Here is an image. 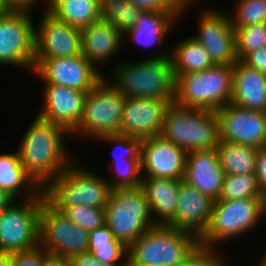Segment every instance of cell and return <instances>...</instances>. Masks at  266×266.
Returning <instances> with one entry per match:
<instances>
[{
	"label": "cell",
	"mask_w": 266,
	"mask_h": 266,
	"mask_svg": "<svg viewBox=\"0 0 266 266\" xmlns=\"http://www.w3.org/2000/svg\"><path fill=\"white\" fill-rule=\"evenodd\" d=\"M258 264L259 265H256V266H266V252L262 256V258H261V260H260V262Z\"/></svg>",
	"instance_id": "51"
},
{
	"label": "cell",
	"mask_w": 266,
	"mask_h": 266,
	"mask_svg": "<svg viewBox=\"0 0 266 266\" xmlns=\"http://www.w3.org/2000/svg\"><path fill=\"white\" fill-rule=\"evenodd\" d=\"M143 11H178L167 0H129Z\"/></svg>",
	"instance_id": "45"
},
{
	"label": "cell",
	"mask_w": 266,
	"mask_h": 266,
	"mask_svg": "<svg viewBox=\"0 0 266 266\" xmlns=\"http://www.w3.org/2000/svg\"><path fill=\"white\" fill-rule=\"evenodd\" d=\"M175 9L180 12V18L186 13V9L192 4L193 0H167ZM185 12V13H184Z\"/></svg>",
	"instance_id": "47"
},
{
	"label": "cell",
	"mask_w": 266,
	"mask_h": 266,
	"mask_svg": "<svg viewBox=\"0 0 266 266\" xmlns=\"http://www.w3.org/2000/svg\"><path fill=\"white\" fill-rule=\"evenodd\" d=\"M169 103L155 98H125L119 134L146 139L161 135L164 114Z\"/></svg>",
	"instance_id": "19"
},
{
	"label": "cell",
	"mask_w": 266,
	"mask_h": 266,
	"mask_svg": "<svg viewBox=\"0 0 266 266\" xmlns=\"http://www.w3.org/2000/svg\"><path fill=\"white\" fill-rule=\"evenodd\" d=\"M31 14H0V65L34 70L36 27Z\"/></svg>",
	"instance_id": "11"
},
{
	"label": "cell",
	"mask_w": 266,
	"mask_h": 266,
	"mask_svg": "<svg viewBox=\"0 0 266 266\" xmlns=\"http://www.w3.org/2000/svg\"><path fill=\"white\" fill-rule=\"evenodd\" d=\"M174 76L178 105L218 111L231 102L233 65L215 64L203 71Z\"/></svg>",
	"instance_id": "5"
},
{
	"label": "cell",
	"mask_w": 266,
	"mask_h": 266,
	"mask_svg": "<svg viewBox=\"0 0 266 266\" xmlns=\"http://www.w3.org/2000/svg\"><path fill=\"white\" fill-rule=\"evenodd\" d=\"M220 140L260 148L266 145V113L228 103L216 111Z\"/></svg>",
	"instance_id": "16"
},
{
	"label": "cell",
	"mask_w": 266,
	"mask_h": 266,
	"mask_svg": "<svg viewBox=\"0 0 266 266\" xmlns=\"http://www.w3.org/2000/svg\"><path fill=\"white\" fill-rule=\"evenodd\" d=\"M217 248L198 246L187 258L186 266H230ZM224 259V260H223Z\"/></svg>",
	"instance_id": "37"
},
{
	"label": "cell",
	"mask_w": 266,
	"mask_h": 266,
	"mask_svg": "<svg viewBox=\"0 0 266 266\" xmlns=\"http://www.w3.org/2000/svg\"><path fill=\"white\" fill-rule=\"evenodd\" d=\"M45 253L40 246L30 251L14 253L11 266H42Z\"/></svg>",
	"instance_id": "39"
},
{
	"label": "cell",
	"mask_w": 266,
	"mask_h": 266,
	"mask_svg": "<svg viewBox=\"0 0 266 266\" xmlns=\"http://www.w3.org/2000/svg\"><path fill=\"white\" fill-rule=\"evenodd\" d=\"M42 108L37 114L73 134L83 115L84 100L89 91L44 83Z\"/></svg>",
	"instance_id": "18"
},
{
	"label": "cell",
	"mask_w": 266,
	"mask_h": 266,
	"mask_svg": "<svg viewBox=\"0 0 266 266\" xmlns=\"http://www.w3.org/2000/svg\"><path fill=\"white\" fill-rule=\"evenodd\" d=\"M103 78L84 100L82 118L73 135L97 139L106 134H119L122 127L125 96Z\"/></svg>",
	"instance_id": "9"
},
{
	"label": "cell",
	"mask_w": 266,
	"mask_h": 266,
	"mask_svg": "<svg viewBox=\"0 0 266 266\" xmlns=\"http://www.w3.org/2000/svg\"><path fill=\"white\" fill-rule=\"evenodd\" d=\"M255 174L258 187L262 194L266 196V145L258 148Z\"/></svg>",
	"instance_id": "41"
},
{
	"label": "cell",
	"mask_w": 266,
	"mask_h": 266,
	"mask_svg": "<svg viewBox=\"0 0 266 266\" xmlns=\"http://www.w3.org/2000/svg\"><path fill=\"white\" fill-rule=\"evenodd\" d=\"M199 245V238L193 233L167 225H156L128 247V265L182 264Z\"/></svg>",
	"instance_id": "3"
},
{
	"label": "cell",
	"mask_w": 266,
	"mask_h": 266,
	"mask_svg": "<svg viewBox=\"0 0 266 266\" xmlns=\"http://www.w3.org/2000/svg\"><path fill=\"white\" fill-rule=\"evenodd\" d=\"M230 103L266 113V73L250 68L238 60L233 65Z\"/></svg>",
	"instance_id": "22"
},
{
	"label": "cell",
	"mask_w": 266,
	"mask_h": 266,
	"mask_svg": "<svg viewBox=\"0 0 266 266\" xmlns=\"http://www.w3.org/2000/svg\"><path fill=\"white\" fill-rule=\"evenodd\" d=\"M52 14L69 25L82 30L101 20L100 0H67Z\"/></svg>",
	"instance_id": "29"
},
{
	"label": "cell",
	"mask_w": 266,
	"mask_h": 266,
	"mask_svg": "<svg viewBox=\"0 0 266 266\" xmlns=\"http://www.w3.org/2000/svg\"><path fill=\"white\" fill-rule=\"evenodd\" d=\"M216 150L225 175L255 174L257 148L220 140Z\"/></svg>",
	"instance_id": "28"
},
{
	"label": "cell",
	"mask_w": 266,
	"mask_h": 266,
	"mask_svg": "<svg viewBox=\"0 0 266 266\" xmlns=\"http://www.w3.org/2000/svg\"><path fill=\"white\" fill-rule=\"evenodd\" d=\"M246 198H266L258 187L256 174L225 175L222 193L218 200H241Z\"/></svg>",
	"instance_id": "31"
},
{
	"label": "cell",
	"mask_w": 266,
	"mask_h": 266,
	"mask_svg": "<svg viewBox=\"0 0 266 266\" xmlns=\"http://www.w3.org/2000/svg\"><path fill=\"white\" fill-rule=\"evenodd\" d=\"M34 186V187H33ZM0 188L16 200L23 190L22 199L39 196L43 189L27 173L18 151L0 154ZM30 191V192H29Z\"/></svg>",
	"instance_id": "26"
},
{
	"label": "cell",
	"mask_w": 266,
	"mask_h": 266,
	"mask_svg": "<svg viewBox=\"0 0 266 266\" xmlns=\"http://www.w3.org/2000/svg\"><path fill=\"white\" fill-rule=\"evenodd\" d=\"M103 245H125L121 241L114 237V234L110 229L104 225L99 229H95L89 232V243L88 251H90L94 246Z\"/></svg>",
	"instance_id": "40"
},
{
	"label": "cell",
	"mask_w": 266,
	"mask_h": 266,
	"mask_svg": "<svg viewBox=\"0 0 266 266\" xmlns=\"http://www.w3.org/2000/svg\"><path fill=\"white\" fill-rule=\"evenodd\" d=\"M95 140L105 141L108 144L115 145L112 162L125 159H140L142 139L133 138L124 134H106ZM121 148V149H120ZM115 150H118L115 152ZM115 153V154H114Z\"/></svg>",
	"instance_id": "36"
},
{
	"label": "cell",
	"mask_w": 266,
	"mask_h": 266,
	"mask_svg": "<svg viewBox=\"0 0 266 266\" xmlns=\"http://www.w3.org/2000/svg\"><path fill=\"white\" fill-rule=\"evenodd\" d=\"M12 254L0 252V266H11Z\"/></svg>",
	"instance_id": "50"
},
{
	"label": "cell",
	"mask_w": 266,
	"mask_h": 266,
	"mask_svg": "<svg viewBox=\"0 0 266 266\" xmlns=\"http://www.w3.org/2000/svg\"><path fill=\"white\" fill-rule=\"evenodd\" d=\"M172 266H186V262H184V263H182V264L172 265Z\"/></svg>",
	"instance_id": "53"
},
{
	"label": "cell",
	"mask_w": 266,
	"mask_h": 266,
	"mask_svg": "<svg viewBox=\"0 0 266 266\" xmlns=\"http://www.w3.org/2000/svg\"><path fill=\"white\" fill-rule=\"evenodd\" d=\"M45 200L43 191L23 203L13 200L0 211V252L14 254L39 247L40 211Z\"/></svg>",
	"instance_id": "10"
},
{
	"label": "cell",
	"mask_w": 266,
	"mask_h": 266,
	"mask_svg": "<svg viewBox=\"0 0 266 266\" xmlns=\"http://www.w3.org/2000/svg\"><path fill=\"white\" fill-rule=\"evenodd\" d=\"M34 73L43 83L81 91L92 90L105 76L83 54L75 57L42 58Z\"/></svg>",
	"instance_id": "13"
},
{
	"label": "cell",
	"mask_w": 266,
	"mask_h": 266,
	"mask_svg": "<svg viewBox=\"0 0 266 266\" xmlns=\"http://www.w3.org/2000/svg\"><path fill=\"white\" fill-rule=\"evenodd\" d=\"M178 195L176 214L166 225L200 238L208 228L214 200L184 180H180Z\"/></svg>",
	"instance_id": "20"
},
{
	"label": "cell",
	"mask_w": 266,
	"mask_h": 266,
	"mask_svg": "<svg viewBox=\"0 0 266 266\" xmlns=\"http://www.w3.org/2000/svg\"><path fill=\"white\" fill-rule=\"evenodd\" d=\"M179 18V11H143L135 26L123 33V43L124 37L129 35L132 41L142 48H149L158 43L160 45Z\"/></svg>",
	"instance_id": "25"
},
{
	"label": "cell",
	"mask_w": 266,
	"mask_h": 266,
	"mask_svg": "<svg viewBox=\"0 0 266 266\" xmlns=\"http://www.w3.org/2000/svg\"><path fill=\"white\" fill-rule=\"evenodd\" d=\"M72 162L43 191L51 205L105 208L113 190L107 178Z\"/></svg>",
	"instance_id": "8"
},
{
	"label": "cell",
	"mask_w": 266,
	"mask_h": 266,
	"mask_svg": "<svg viewBox=\"0 0 266 266\" xmlns=\"http://www.w3.org/2000/svg\"><path fill=\"white\" fill-rule=\"evenodd\" d=\"M39 246L48 253L70 258L88 252L89 233L77 227L47 200L41 206Z\"/></svg>",
	"instance_id": "12"
},
{
	"label": "cell",
	"mask_w": 266,
	"mask_h": 266,
	"mask_svg": "<svg viewBox=\"0 0 266 266\" xmlns=\"http://www.w3.org/2000/svg\"><path fill=\"white\" fill-rule=\"evenodd\" d=\"M23 134L17 149L20 161L27 173L44 190L74 162L64 143L65 136L71 134L38 115Z\"/></svg>",
	"instance_id": "1"
},
{
	"label": "cell",
	"mask_w": 266,
	"mask_h": 266,
	"mask_svg": "<svg viewBox=\"0 0 266 266\" xmlns=\"http://www.w3.org/2000/svg\"><path fill=\"white\" fill-rule=\"evenodd\" d=\"M81 41L82 54L99 68L121 49L123 34L114 25L99 20L81 30Z\"/></svg>",
	"instance_id": "23"
},
{
	"label": "cell",
	"mask_w": 266,
	"mask_h": 266,
	"mask_svg": "<svg viewBox=\"0 0 266 266\" xmlns=\"http://www.w3.org/2000/svg\"><path fill=\"white\" fill-rule=\"evenodd\" d=\"M153 54L148 59L140 61L117 63L113 70L114 85L125 98L142 97L155 98L175 102L176 79L173 72L172 61L169 53Z\"/></svg>",
	"instance_id": "2"
},
{
	"label": "cell",
	"mask_w": 266,
	"mask_h": 266,
	"mask_svg": "<svg viewBox=\"0 0 266 266\" xmlns=\"http://www.w3.org/2000/svg\"><path fill=\"white\" fill-rule=\"evenodd\" d=\"M63 2H67V0H46L44 12L53 13Z\"/></svg>",
	"instance_id": "49"
},
{
	"label": "cell",
	"mask_w": 266,
	"mask_h": 266,
	"mask_svg": "<svg viewBox=\"0 0 266 266\" xmlns=\"http://www.w3.org/2000/svg\"><path fill=\"white\" fill-rule=\"evenodd\" d=\"M105 225L127 247L156 226L143 189H113L105 207Z\"/></svg>",
	"instance_id": "7"
},
{
	"label": "cell",
	"mask_w": 266,
	"mask_h": 266,
	"mask_svg": "<svg viewBox=\"0 0 266 266\" xmlns=\"http://www.w3.org/2000/svg\"><path fill=\"white\" fill-rule=\"evenodd\" d=\"M39 27L35 29L34 66L42 58L75 57L82 55L81 30L42 12Z\"/></svg>",
	"instance_id": "14"
},
{
	"label": "cell",
	"mask_w": 266,
	"mask_h": 266,
	"mask_svg": "<svg viewBox=\"0 0 266 266\" xmlns=\"http://www.w3.org/2000/svg\"><path fill=\"white\" fill-rule=\"evenodd\" d=\"M2 1L6 12L31 13L34 5L41 2L42 0H2ZM42 2L45 3V4L43 3L45 8L46 0H43Z\"/></svg>",
	"instance_id": "44"
},
{
	"label": "cell",
	"mask_w": 266,
	"mask_h": 266,
	"mask_svg": "<svg viewBox=\"0 0 266 266\" xmlns=\"http://www.w3.org/2000/svg\"><path fill=\"white\" fill-rule=\"evenodd\" d=\"M77 227L88 233L105 225V208L89 207L86 205H52Z\"/></svg>",
	"instance_id": "32"
},
{
	"label": "cell",
	"mask_w": 266,
	"mask_h": 266,
	"mask_svg": "<svg viewBox=\"0 0 266 266\" xmlns=\"http://www.w3.org/2000/svg\"><path fill=\"white\" fill-rule=\"evenodd\" d=\"M71 266H127L128 264L102 263L91 252L79 253L69 258Z\"/></svg>",
	"instance_id": "43"
},
{
	"label": "cell",
	"mask_w": 266,
	"mask_h": 266,
	"mask_svg": "<svg viewBox=\"0 0 266 266\" xmlns=\"http://www.w3.org/2000/svg\"><path fill=\"white\" fill-rule=\"evenodd\" d=\"M187 152L162 135L142 139V177L169 178L183 180L185 176ZM143 171V172H142Z\"/></svg>",
	"instance_id": "17"
},
{
	"label": "cell",
	"mask_w": 266,
	"mask_h": 266,
	"mask_svg": "<svg viewBox=\"0 0 266 266\" xmlns=\"http://www.w3.org/2000/svg\"><path fill=\"white\" fill-rule=\"evenodd\" d=\"M250 68L266 73V46L247 54L242 60Z\"/></svg>",
	"instance_id": "42"
},
{
	"label": "cell",
	"mask_w": 266,
	"mask_h": 266,
	"mask_svg": "<svg viewBox=\"0 0 266 266\" xmlns=\"http://www.w3.org/2000/svg\"><path fill=\"white\" fill-rule=\"evenodd\" d=\"M235 30L236 56L242 60L247 54L266 46V23L233 27Z\"/></svg>",
	"instance_id": "33"
},
{
	"label": "cell",
	"mask_w": 266,
	"mask_h": 266,
	"mask_svg": "<svg viewBox=\"0 0 266 266\" xmlns=\"http://www.w3.org/2000/svg\"><path fill=\"white\" fill-rule=\"evenodd\" d=\"M161 135L187 153L214 149L220 142L216 111L169 104L164 114Z\"/></svg>",
	"instance_id": "4"
},
{
	"label": "cell",
	"mask_w": 266,
	"mask_h": 266,
	"mask_svg": "<svg viewBox=\"0 0 266 266\" xmlns=\"http://www.w3.org/2000/svg\"><path fill=\"white\" fill-rule=\"evenodd\" d=\"M173 49L169 57L174 75L203 71L215 65L204 46L192 35L185 40L182 39Z\"/></svg>",
	"instance_id": "27"
},
{
	"label": "cell",
	"mask_w": 266,
	"mask_h": 266,
	"mask_svg": "<svg viewBox=\"0 0 266 266\" xmlns=\"http://www.w3.org/2000/svg\"><path fill=\"white\" fill-rule=\"evenodd\" d=\"M224 176L216 148L187 153L183 180L214 201L220 198Z\"/></svg>",
	"instance_id": "21"
},
{
	"label": "cell",
	"mask_w": 266,
	"mask_h": 266,
	"mask_svg": "<svg viewBox=\"0 0 266 266\" xmlns=\"http://www.w3.org/2000/svg\"><path fill=\"white\" fill-rule=\"evenodd\" d=\"M114 167V177L108 182L113 189L117 188H137L141 186V163L140 159H125L112 162ZM114 178V179H113ZM114 180V181H113Z\"/></svg>",
	"instance_id": "35"
},
{
	"label": "cell",
	"mask_w": 266,
	"mask_h": 266,
	"mask_svg": "<svg viewBox=\"0 0 266 266\" xmlns=\"http://www.w3.org/2000/svg\"><path fill=\"white\" fill-rule=\"evenodd\" d=\"M266 214V198L215 200L207 230L199 238L200 246L216 248L223 241L253 230Z\"/></svg>",
	"instance_id": "6"
},
{
	"label": "cell",
	"mask_w": 266,
	"mask_h": 266,
	"mask_svg": "<svg viewBox=\"0 0 266 266\" xmlns=\"http://www.w3.org/2000/svg\"><path fill=\"white\" fill-rule=\"evenodd\" d=\"M143 10L129 0H100V17L122 34L135 26Z\"/></svg>",
	"instance_id": "30"
},
{
	"label": "cell",
	"mask_w": 266,
	"mask_h": 266,
	"mask_svg": "<svg viewBox=\"0 0 266 266\" xmlns=\"http://www.w3.org/2000/svg\"><path fill=\"white\" fill-rule=\"evenodd\" d=\"M13 198L0 188V211L7 208L12 202Z\"/></svg>",
	"instance_id": "48"
},
{
	"label": "cell",
	"mask_w": 266,
	"mask_h": 266,
	"mask_svg": "<svg viewBox=\"0 0 266 266\" xmlns=\"http://www.w3.org/2000/svg\"><path fill=\"white\" fill-rule=\"evenodd\" d=\"M204 10V11H203ZM202 9L198 19V35L194 37L204 46L214 64L234 65L236 56L235 30L229 13Z\"/></svg>",
	"instance_id": "15"
},
{
	"label": "cell",
	"mask_w": 266,
	"mask_h": 266,
	"mask_svg": "<svg viewBox=\"0 0 266 266\" xmlns=\"http://www.w3.org/2000/svg\"><path fill=\"white\" fill-rule=\"evenodd\" d=\"M89 252L93 253L94 257L102 263L128 264V247L126 245L94 246ZM120 260L121 263L118 262Z\"/></svg>",
	"instance_id": "38"
},
{
	"label": "cell",
	"mask_w": 266,
	"mask_h": 266,
	"mask_svg": "<svg viewBox=\"0 0 266 266\" xmlns=\"http://www.w3.org/2000/svg\"><path fill=\"white\" fill-rule=\"evenodd\" d=\"M236 4L230 15L233 27L266 23V0H238Z\"/></svg>",
	"instance_id": "34"
},
{
	"label": "cell",
	"mask_w": 266,
	"mask_h": 266,
	"mask_svg": "<svg viewBox=\"0 0 266 266\" xmlns=\"http://www.w3.org/2000/svg\"><path fill=\"white\" fill-rule=\"evenodd\" d=\"M4 12H6V10H5L4 6H3V1L0 0V14H2Z\"/></svg>",
	"instance_id": "52"
},
{
	"label": "cell",
	"mask_w": 266,
	"mask_h": 266,
	"mask_svg": "<svg viewBox=\"0 0 266 266\" xmlns=\"http://www.w3.org/2000/svg\"><path fill=\"white\" fill-rule=\"evenodd\" d=\"M179 185L177 179L142 177L140 187L145 192L156 225H166L175 216Z\"/></svg>",
	"instance_id": "24"
},
{
	"label": "cell",
	"mask_w": 266,
	"mask_h": 266,
	"mask_svg": "<svg viewBox=\"0 0 266 266\" xmlns=\"http://www.w3.org/2000/svg\"><path fill=\"white\" fill-rule=\"evenodd\" d=\"M42 266H71V263L68 257L46 252Z\"/></svg>",
	"instance_id": "46"
}]
</instances>
